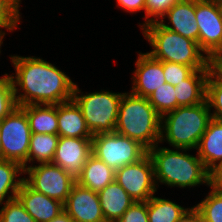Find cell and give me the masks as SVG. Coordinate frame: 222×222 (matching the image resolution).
<instances>
[{"label":"cell","mask_w":222,"mask_h":222,"mask_svg":"<svg viewBox=\"0 0 222 222\" xmlns=\"http://www.w3.org/2000/svg\"><path fill=\"white\" fill-rule=\"evenodd\" d=\"M159 144L147 150L153 163L157 188L159 185L182 189L209 186V171L198 157L197 151L196 155H192L187 152L192 149H170Z\"/></svg>","instance_id":"cell-2"},{"label":"cell","mask_w":222,"mask_h":222,"mask_svg":"<svg viewBox=\"0 0 222 222\" xmlns=\"http://www.w3.org/2000/svg\"><path fill=\"white\" fill-rule=\"evenodd\" d=\"M214 68L222 75V54L213 61Z\"/></svg>","instance_id":"cell-39"},{"label":"cell","mask_w":222,"mask_h":222,"mask_svg":"<svg viewBox=\"0 0 222 222\" xmlns=\"http://www.w3.org/2000/svg\"><path fill=\"white\" fill-rule=\"evenodd\" d=\"M21 108L27 115L31 134L58 135L57 104L25 105Z\"/></svg>","instance_id":"cell-22"},{"label":"cell","mask_w":222,"mask_h":222,"mask_svg":"<svg viewBox=\"0 0 222 222\" xmlns=\"http://www.w3.org/2000/svg\"><path fill=\"white\" fill-rule=\"evenodd\" d=\"M175 95V86L164 83L159 88L155 89L147 99L155 108L156 112L160 116H163L167 112L177 108V99Z\"/></svg>","instance_id":"cell-29"},{"label":"cell","mask_w":222,"mask_h":222,"mask_svg":"<svg viewBox=\"0 0 222 222\" xmlns=\"http://www.w3.org/2000/svg\"><path fill=\"white\" fill-rule=\"evenodd\" d=\"M115 180V171L107 166L102 160L91 154L81 175L76 182L94 192H100L105 186Z\"/></svg>","instance_id":"cell-21"},{"label":"cell","mask_w":222,"mask_h":222,"mask_svg":"<svg viewBox=\"0 0 222 222\" xmlns=\"http://www.w3.org/2000/svg\"><path fill=\"white\" fill-rule=\"evenodd\" d=\"M2 160L20 163L28 167L31 130L25 111L17 106L0 121Z\"/></svg>","instance_id":"cell-8"},{"label":"cell","mask_w":222,"mask_h":222,"mask_svg":"<svg viewBox=\"0 0 222 222\" xmlns=\"http://www.w3.org/2000/svg\"><path fill=\"white\" fill-rule=\"evenodd\" d=\"M209 1L215 2V3L219 4V5L222 4V0H209Z\"/></svg>","instance_id":"cell-42"},{"label":"cell","mask_w":222,"mask_h":222,"mask_svg":"<svg viewBox=\"0 0 222 222\" xmlns=\"http://www.w3.org/2000/svg\"><path fill=\"white\" fill-rule=\"evenodd\" d=\"M211 69L194 70L185 80L175 85L177 107L193 106L206 100V81Z\"/></svg>","instance_id":"cell-19"},{"label":"cell","mask_w":222,"mask_h":222,"mask_svg":"<svg viewBox=\"0 0 222 222\" xmlns=\"http://www.w3.org/2000/svg\"><path fill=\"white\" fill-rule=\"evenodd\" d=\"M161 116L147 98L123 92L115 132L138 141L147 150L160 142Z\"/></svg>","instance_id":"cell-4"},{"label":"cell","mask_w":222,"mask_h":222,"mask_svg":"<svg viewBox=\"0 0 222 222\" xmlns=\"http://www.w3.org/2000/svg\"><path fill=\"white\" fill-rule=\"evenodd\" d=\"M23 181L24 169L20 163L0 160V205L16 198Z\"/></svg>","instance_id":"cell-23"},{"label":"cell","mask_w":222,"mask_h":222,"mask_svg":"<svg viewBox=\"0 0 222 222\" xmlns=\"http://www.w3.org/2000/svg\"><path fill=\"white\" fill-rule=\"evenodd\" d=\"M222 191V160L209 170V186Z\"/></svg>","instance_id":"cell-36"},{"label":"cell","mask_w":222,"mask_h":222,"mask_svg":"<svg viewBox=\"0 0 222 222\" xmlns=\"http://www.w3.org/2000/svg\"><path fill=\"white\" fill-rule=\"evenodd\" d=\"M141 31L152 48L147 53L156 60L191 66L194 70L214 67L197 42L166 29L158 22L146 25Z\"/></svg>","instance_id":"cell-3"},{"label":"cell","mask_w":222,"mask_h":222,"mask_svg":"<svg viewBox=\"0 0 222 222\" xmlns=\"http://www.w3.org/2000/svg\"><path fill=\"white\" fill-rule=\"evenodd\" d=\"M180 0H146L143 18L144 23H139L140 29L148 24L159 22L164 14Z\"/></svg>","instance_id":"cell-31"},{"label":"cell","mask_w":222,"mask_h":222,"mask_svg":"<svg viewBox=\"0 0 222 222\" xmlns=\"http://www.w3.org/2000/svg\"><path fill=\"white\" fill-rule=\"evenodd\" d=\"M0 160H2V145H1V136H0Z\"/></svg>","instance_id":"cell-41"},{"label":"cell","mask_w":222,"mask_h":222,"mask_svg":"<svg viewBox=\"0 0 222 222\" xmlns=\"http://www.w3.org/2000/svg\"><path fill=\"white\" fill-rule=\"evenodd\" d=\"M165 19L168 20V23ZM158 23L166 29L198 43L199 28L196 23L195 0H180L164 14Z\"/></svg>","instance_id":"cell-16"},{"label":"cell","mask_w":222,"mask_h":222,"mask_svg":"<svg viewBox=\"0 0 222 222\" xmlns=\"http://www.w3.org/2000/svg\"><path fill=\"white\" fill-rule=\"evenodd\" d=\"M208 195L194 206L204 222H222V191L211 187Z\"/></svg>","instance_id":"cell-27"},{"label":"cell","mask_w":222,"mask_h":222,"mask_svg":"<svg viewBox=\"0 0 222 222\" xmlns=\"http://www.w3.org/2000/svg\"><path fill=\"white\" fill-rule=\"evenodd\" d=\"M64 211L74 222H106L98 193L80 186L77 182L68 195Z\"/></svg>","instance_id":"cell-13"},{"label":"cell","mask_w":222,"mask_h":222,"mask_svg":"<svg viewBox=\"0 0 222 222\" xmlns=\"http://www.w3.org/2000/svg\"><path fill=\"white\" fill-rule=\"evenodd\" d=\"M98 197L106 222L118 221L124 212L135 202L116 180L98 192Z\"/></svg>","instance_id":"cell-18"},{"label":"cell","mask_w":222,"mask_h":222,"mask_svg":"<svg viewBox=\"0 0 222 222\" xmlns=\"http://www.w3.org/2000/svg\"><path fill=\"white\" fill-rule=\"evenodd\" d=\"M122 95L123 92L104 89L84 93L75 83L72 100L80 108L90 132L96 135L115 132Z\"/></svg>","instance_id":"cell-6"},{"label":"cell","mask_w":222,"mask_h":222,"mask_svg":"<svg viewBox=\"0 0 222 222\" xmlns=\"http://www.w3.org/2000/svg\"><path fill=\"white\" fill-rule=\"evenodd\" d=\"M0 207V222H36L17 198L6 201Z\"/></svg>","instance_id":"cell-30"},{"label":"cell","mask_w":222,"mask_h":222,"mask_svg":"<svg viewBox=\"0 0 222 222\" xmlns=\"http://www.w3.org/2000/svg\"><path fill=\"white\" fill-rule=\"evenodd\" d=\"M177 222H204L201 213L193 205L183 213Z\"/></svg>","instance_id":"cell-37"},{"label":"cell","mask_w":222,"mask_h":222,"mask_svg":"<svg viewBox=\"0 0 222 222\" xmlns=\"http://www.w3.org/2000/svg\"><path fill=\"white\" fill-rule=\"evenodd\" d=\"M115 180L135 201H148L158 190L148 153L138 162L116 170Z\"/></svg>","instance_id":"cell-11"},{"label":"cell","mask_w":222,"mask_h":222,"mask_svg":"<svg viewBox=\"0 0 222 222\" xmlns=\"http://www.w3.org/2000/svg\"><path fill=\"white\" fill-rule=\"evenodd\" d=\"M49 222H74V220L65 211H63Z\"/></svg>","instance_id":"cell-38"},{"label":"cell","mask_w":222,"mask_h":222,"mask_svg":"<svg viewBox=\"0 0 222 222\" xmlns=\"http://www.w3.org/2000/svg\"><path fill=\"white\" fill-rule=\"evenodd\" d=\"M155 195L147 201L149 222H177L188 209L173 200L156 197Z\"/></svg>","instance_id":"cell-25"},{"label":"cell","mask_w":222,"mask_h":222,"mask_svg":"<svg viewBox=\"0 0 222 222\" xmlns=\"http://www.w3.org/2000/svg\"><path fill=\"white\" fill-rule=\"evenodd\" d=\"M4 37H5V36L0 35V54H1V47H2V45H3Z\"/></svg>","instance_id":"cell-40"},{"label":"cell","mask_w":222,"mask_h":222,"mask_svg":"<svg viewBox=\"0 0 222 222\" xmlns=\"http://www.w3.org/2000/svg\"><path fill=\"white\" fill-rule=\"evenodd\" d=\"M116 222H149L147 201H135Z\"/></svg>","instance_id":"cell-34"},{"label":"cell","mask_w":222,"mask_h":222,"mask_svg":"<svg viewBox=\"0 0 222 222\" xmlns=\"http://www.w3.org/2000/svg\"><path fill=\"white\" fill-rule=\"evenodd\" d=\"M21 2L22 0H0V35L6 36L5 30H19L18 25L22 22Z\"/></svg>","instance_id":"cell-28"},{"label":"cell","mask_w":222,"mask_h":222,"mask_svg":"<svg viewBox=\"0 0 222 222\" xmlns=\"http://www.w3.org/2000/svg\"><path fill=\"white\" fill-rule=\"evenodd\" d=\"M211 119L207 100L193 106H179L161 116L159 143L195 151Z\"/></svg>","instance_id":"cell-5"},{"label":"cell","mask_w":222,"mask_h":222,"mask_svg":"<svg viewBox=\"0 0 222 222\" xmlns=\"http://www.w3.org/2000/svg\"><path fill=\"white\" fill-rule=\"evenodd\" d=\"M17 107L14 88L8 73L0 77V121Z\"/></svg>","instance_id":"cell-32"},{"label":"cell","mask_w":222,"mask_h":222,"mask_svg":"<svg viewBox=\"0 0 222 222\" xmlns=\"http://www.w3.org/2000/svg\"><path fill=\"white\" fill-rule=\"evenodd\" d=\"M16 198L36 222H49L64 211V204L32 189L22 182Z\"/></svg>","instance_id":"cell-15"},{"label":"cell","mask_w":222,"mask_h":222,"mask_svg":"<svg viewBox=\"0 0 222 222\" xmlns=\"http://www.w3.org/2000/svg\"><path fill=\"white\" fill-rule=\"evenodd\" d=\"M146 0H116V8H121V10L127 13H137L145 11Z\"/></svg>","instance_id":"cell-35"},{"label":"cell","mask_w":222,"mask_h":222,"mask_svg":"<svg viewBox=\"0 0 222 222\" xmlns=\"http://www.w3.org/2000/svg\"><path fill=\"white\" fill-rule=\"evenodd\" d=\"M92 154L116 171L138 162L147 154V149L134 139L107 132L93 135Z\"/></svg>","instance_id":"cell-7"},{"label":"cell","mask_w":222,"mask_h":222,"mask_svg":"<svg viewBox=\"0 0 222 222\" xmlns=\"http://www.w3.org/2000/svg\"><path fill=\"white\" fill-rule=\"evenodd\" d=\"M17 106L56 105L72 100L75 82L55 64L35 56L9 55Z\"/></svg>","instance_id":"cell-1"},{"label":"cell","mask_w":222,"mask_h":222,"mask_svg":"<svg viewBox=\"0 0 222 222\" xmlns=\"http://www.w3.org/2000/svg\"><path fill=\"white\" fill-rule=\"evenodd\" d=\"M199 48L213 62L222 54V8L209 0H195Z\"/></svg>","instance_id":"cell-10"},{"label":"cell","mask_w":222,"mask_h":222,"mask_svg":"<svg viewBox=\"0 0 222 222\" xmlns=\"http://www.w3.org/2000/svg\"><path fill=\"white\" fill-rule=\"evenodd\" d=\"M60 136L55 134H31L28 152V167L40 163H51Z\"/></svg>","instance_id":"cell-24"},{"label":"cell","mask_w":222,"mask_h":222,"mask_svg":"<svg viewBox=\"0 0 222 222\" xmlns=\"http://www.w3.org/2000/svg\"><path fill=\"white\" fill-rule=\"evenodd\" d=\"M136 69L133 70L130 92L147 98L155 89L166 83L163 74V61L154 59L149 53L137 52Z\"/></svg>","instance_id":"cell-14"},{"label":"cell","mask_w":222,"mask_h":222,"mask_svg":"<svg viewBox=\"0 0 222 222\" xmlns=\"http://www.w3.org/2000/svg\"><path fill=\"white\" fill-rule=\"evenodd\" d=\"M193 71L194 69L191 66L163 61L165 81L173 86L185 80Z\"/></svg>","instance_id":"cell-33"},{"label":"cell","mask_w":222,"mask_h":222,"mask_svg":"<svg viewBox=\"0 0 222 222\" xmlns=\"http://www.w3.org/2000/svg\"><path fill=\"white\" fill-rule=\"evenodd\" d=\"M206 100L212 118L222 121V75L214 67L206 81Z\"/></svg>","instance_id":"cell-26"},{"label":"cell","mask_w":222,"mask_h":222,"mask_svg":"<svg viewBox=\"0 0 222 222\" xmlns=\"http://www.w3.org/2000/svg\"><path fill=\"white\" fill-rule=\"evenodd\" d=\"M24 181L35 191L65 204L76 180L53 163H40L24 169Z\"/></svg>","instance_id":"cell-9"},{"label":"cell","mask_w":222,"mask_h":222,"mask_svg":"<svg viewBox=\"0 0 222 222\" xmlns=\"http://www.w3.org/2000/svg\"><path fill=\"white\" fill-rule=\"evenodd\" d=\"M91 154L92 138L60 137L51 163L77 180Z\"/></svg>","instance_id":"cell-12"},{"label":"cell","mask_w":222,"mask_h":222,"mask_svg":"<svg viewBox=\"0 0 222 222\" xmlns=\"http://www.w3.org/2000/svg\"><path fill=\"white\" fill-rule=\"evenodd\" d=\"M58 135L70 138H93L77 104L70 100L57 104Z\"/></svg>","instance_id":"cell-17"},{"label":"cell","mask_w":222,"mask_h":222,"mask_svg":"<svg viewBox=\"0 0 222 222\" xmlns=\"http://www.w3.org/2000/svg\"><path fill=\"white\" fill-rule=\"evenodd\" d=\"M196 150L208 171L222 160V121L210 120Z\"/></svg>","instance_id":"cell-20"}]
</instances>
